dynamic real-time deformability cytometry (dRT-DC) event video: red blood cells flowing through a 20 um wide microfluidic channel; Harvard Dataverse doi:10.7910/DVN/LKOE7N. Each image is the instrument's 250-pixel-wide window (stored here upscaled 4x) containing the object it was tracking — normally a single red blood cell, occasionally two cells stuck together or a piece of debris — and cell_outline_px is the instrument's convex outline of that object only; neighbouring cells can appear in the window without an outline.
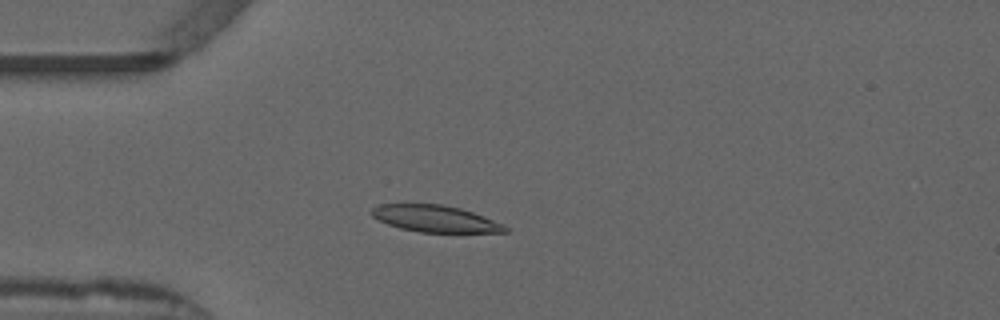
{"species": "common noctule bat (a hibernating species)", "species_latin": "Nyctalus noctula", "temperature_condition": "warm", "stored_images_in_passage": 53, "camera_frame_rate_fps": 3000, "um_per_image_px": 0.085, "animal": {"sex": "male", "forearm_length_mm": 52.5}, "frame": {"image": 1, "passage_image": 14, "time_ms": 4.333, "image_size_px": [1000, 320], "cell_outline_px": [[508, 232], [420, 232], [400, 228], [388, 224], [372, 216], [368, 212], [372, 208], [380, 204], [444, 204], [460, 208], [484, 216], [504, 224], [508, 228]], "centroid_in_image_um": [36.98, 18.58], "position_along_channel_um": 48.0, "area_um2": 20.75}}
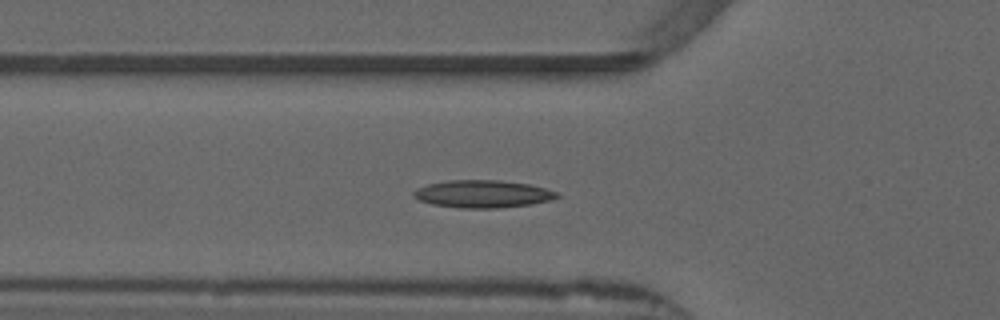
{"frame": {"image": 2, "passage_image": 18, "time_ms": 5.667, "image_size_px": [1000, 320], "cell_outline_px": [[560, 196], [552, 200], [532, 204], [496, 208], [460, 208], [432, 204], [420, 200], [412, 196], [412, 192], [416, 188], [428, 184], [448, 180], [500, 180], [528, 184], [560, 192]], "centroid_in_image_um": [41.04, 16.48], "position_along_channel_um": 84.8, "area_um2": 23.12}}
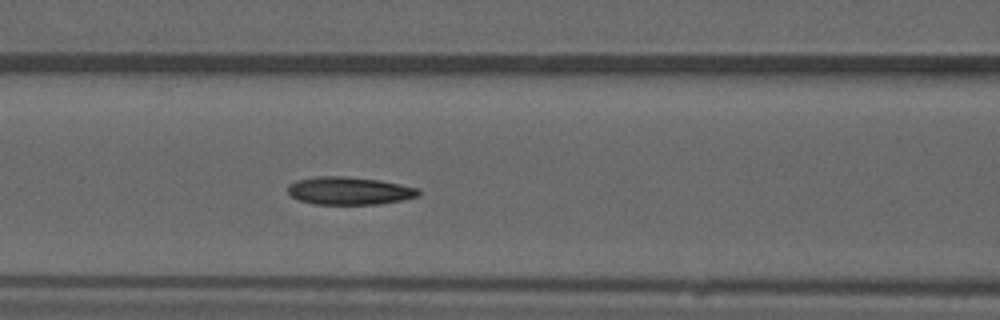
{"frame": {"image": 3, "passage_image": 22, "time_ms": 7.0, "image_size_px": [1000, 320], "cell_outline_px": [[420, 196], [404, 200], [380, 204], [312, 204], [300, 200], [292, 196], [288, 192], [288, 184], [296, 180], [316, 176], [344, 176], [380, 180], [420, 188]], "centroid_in_image_um": [29.72, 16.21], "position_along_channel_um": 136.9, "area_um2": 21.39}, "authors_computed_cell_mechanics": {"area_um2": 21.097, "velocity_mm_per_s": 3.8613, "shape_relaxation_time_tau1_ms": 8.0999, "shape_relaxation_time_tau2_ms": 3.827, "deformation_change_tau1": 0.2047, "deformation_change_tau2": 0.099}}